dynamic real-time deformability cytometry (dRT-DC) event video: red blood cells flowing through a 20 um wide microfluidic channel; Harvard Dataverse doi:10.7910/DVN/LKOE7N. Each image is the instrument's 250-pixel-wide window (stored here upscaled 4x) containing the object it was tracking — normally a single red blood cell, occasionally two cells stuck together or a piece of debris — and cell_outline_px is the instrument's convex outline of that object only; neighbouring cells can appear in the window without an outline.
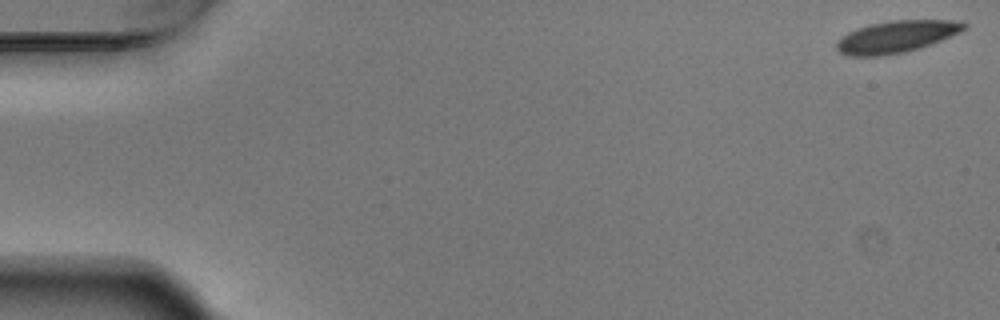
{"species": "Egyptian fruit bat (a non-hibernating species)", "species_latin": "Rousettus aegyptiacus", "temperature_condition": "warm", "stored_images_in_passage": 5, "camera_frame_rate_fps": 3000, "um_per_image_px": 0.085, "animal": {"sex": "male"}, "frame": {"image": 1, "passage_image": 1, "time_ms": 0.0, "image_size_px": [1000, 320], "cell_outline_px": [[968, 24], [964, 28], [940, 40], [904, 52], [880, 56], [852, 56], [840, 52], [836, 48], [836, 44], [848, 32], [872, 24], [892, 20], [960, 20]], "centroid_in_image_um": [76.18, 3.11], "position_along_channel_um": 8.8, "area_um2": 23.0}}